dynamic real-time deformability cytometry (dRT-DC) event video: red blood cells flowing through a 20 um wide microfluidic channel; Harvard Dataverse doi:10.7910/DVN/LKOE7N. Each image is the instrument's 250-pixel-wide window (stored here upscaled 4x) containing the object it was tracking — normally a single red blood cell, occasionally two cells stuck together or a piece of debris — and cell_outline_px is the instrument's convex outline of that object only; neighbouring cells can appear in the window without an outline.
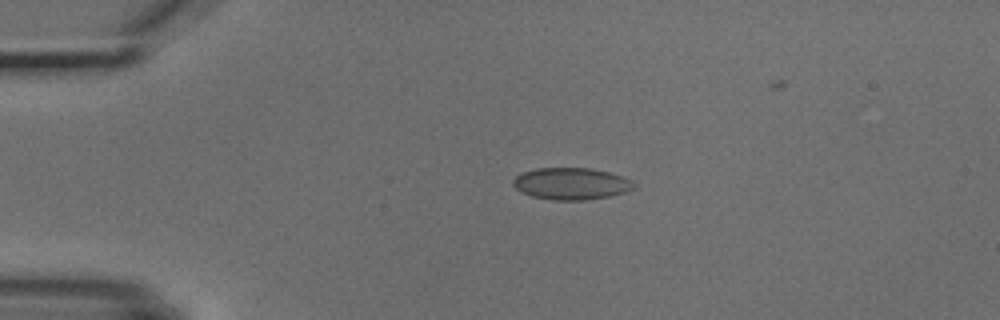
{"species": "common noctule bat (a hibernating species)", "species_latin": "Nyctalus noctula", "temperature_condition": "cold", "stored_images_in_passage": 5, "camera_frame_rate_fps": 3000, "um_per_image_px": 0.085, "animal": {"sex": "male", "body_mass_g": 18.8}, "frame": {"image": 1, "passage_image": 2, "time_ms": 2.333, "image_size_px": [1000, 320], "cell_outline_px": [[636, 184], [632, 188], [624, 192], [608, 196], [584, 200], [552, 200], [532, 196], [520, 192], [512, 184], [512, 180], [516, 176], [524, 172], [536, 168], [588, 168], [608, 172], [632, 180]], "centroid_in_image_um": [48.51, 15.61], "position_along_channel_um": 36.5, "area_um2": 22.25}}
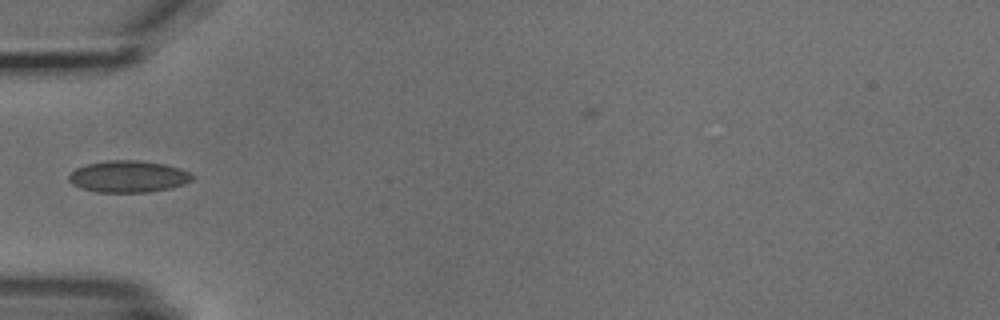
{"frame": {"image": 2, "passage_image": 4, "time_ms": 4.333, "image_size_px": [1000, 320], "cell_outline_px": [[196, 176], [192, 180], [184, 184], [172, 188], [148, 192], [96, 192], [80, 188], [72, 184], [68, 180], [68, 176], [76, 168], [88, 164], [108, 160], [136, 160], [164, 164], [180, 168]], "centroid_in_image_um": [10.92, 15.01], "position_along_channel_um": 74.1, "area_um2": 22.89}}